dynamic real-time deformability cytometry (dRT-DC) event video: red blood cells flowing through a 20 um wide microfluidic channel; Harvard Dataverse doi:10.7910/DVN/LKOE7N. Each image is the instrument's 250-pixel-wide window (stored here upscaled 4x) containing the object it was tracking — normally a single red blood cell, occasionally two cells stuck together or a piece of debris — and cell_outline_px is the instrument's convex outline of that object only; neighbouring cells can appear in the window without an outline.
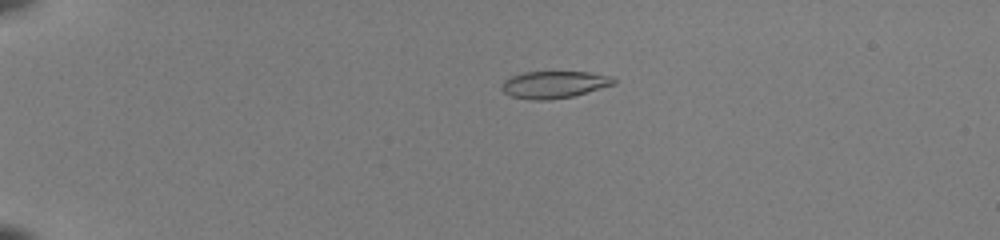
{"species": "common noctule bat (a hibernating species)", "species_latin": "Nyctalus noctula", "temperature_condition": "room temperature", "stored_images_in_passage": 46, "camera_frame_rate_fps": 3000, "um_per_image_px": 0.085, "animal": {"sex": "female", "body_mass_g": 22.0, "forearm_length_mm": 56.7}, "frame": {"image": 1, "passage_image": 7, "time_ms": 2.0, "image_size_px": [1000, 240], "cell_outline_px": [[616, 84], [572, 96], [548, 100], [532, 100], [512, 96], [504, 92], [500, 88], [504, 80], [512, 76], [524, 72], [588, 72], [612, 76], [616, 80]], "centroid_in_image_um": [47.11, 7.18], "position_along_channel_um": 37.9, "area_um2": 17.63}}
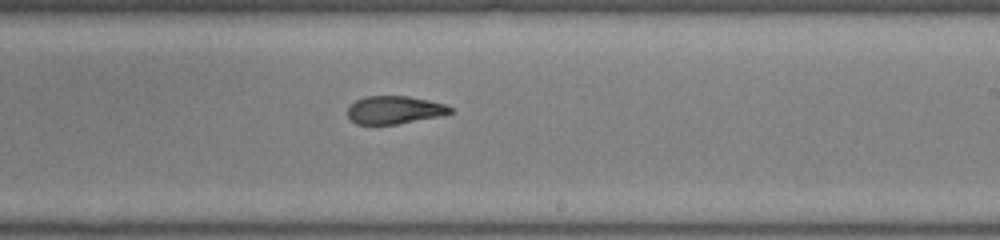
{"frame": {"image": 2, "passage_image": 28, "time_ms": 9.0, "image_size_px": [1000, 240], "cell_outline_px": [[452, 112], [444, 116], [396, 124], [356, 124], [348, 116], [348, 108], [356, 100], [364, 96], [408, 96], [428, 100], [444, 104], [452, 108]], "centroid_in_image_um": [33.55, 9.34], "position_along_channel_um": 255.4, "area_um2": 16.7}}
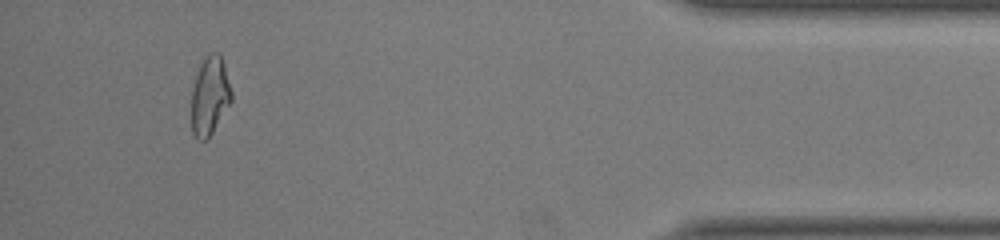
{"frame": {"image": 3, "passage_image": 43, "time_ms": 14.0, "image_size_px": [1000, 240], "cell_outline_px": [[232, 100], [208, 140], [200, 140], [192, 132], [192, 88], [200, 64], [204, 56], [212, 52], [216, 52], [220, 56], [224, 64], [232, 92]], "centroid_in_image_um": [17.84, 8.15], "position_along_channel_um": 417.4, "area_um2": 18.21}, "authors_computed_cell_mechanics": {"area_um2": 18.1781, "velocity_mm_per_s": 4.1117, "shape_relaxation_time_tau1_ms": null, "shape_relaxation_time_tau2_ms": 1.7978, "deformation_change_tau1": null, "deformation_change_tau2": 0.0952}}